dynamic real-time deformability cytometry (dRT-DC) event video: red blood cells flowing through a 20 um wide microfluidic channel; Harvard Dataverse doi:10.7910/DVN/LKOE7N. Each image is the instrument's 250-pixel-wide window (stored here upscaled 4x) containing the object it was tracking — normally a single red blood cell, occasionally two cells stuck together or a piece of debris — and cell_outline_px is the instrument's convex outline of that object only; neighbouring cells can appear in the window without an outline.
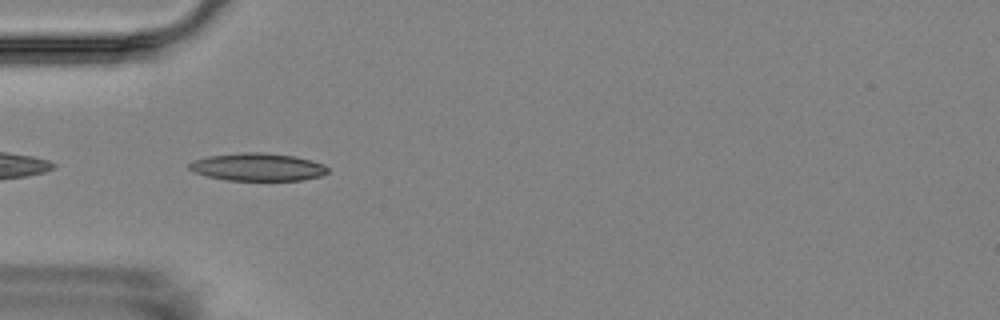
{"species": "Egyptian fruit bat (a non-hibernating species)", "species_latin": "Rousettus aegyptiacus", "temperature_condition": "room temperature", "stored_images_in_passage": 12, "camera_frame_rate_fps": 3000, "um_per_image_px": 0.085, "animal": {"sex": "female"}, "frame": {"image": 1, "passage_image": 1, "time_ms": 0.0, "image_size_px": [1000, 320], "cell_outline_px": [[328, 172], [320, 176], [304, 180], [228, 180], [208, 176], [192, 172], [188, 168], [188, 164], [192, 160], [208, 156], [240, 152], [264, 152], [296, 156], [312, 160], [324, 164], [328, 168]], "centroid_in_image_um": [21.89, 14.18], "position_along_channel_um": 63.1, "area_um2": 22.6}}
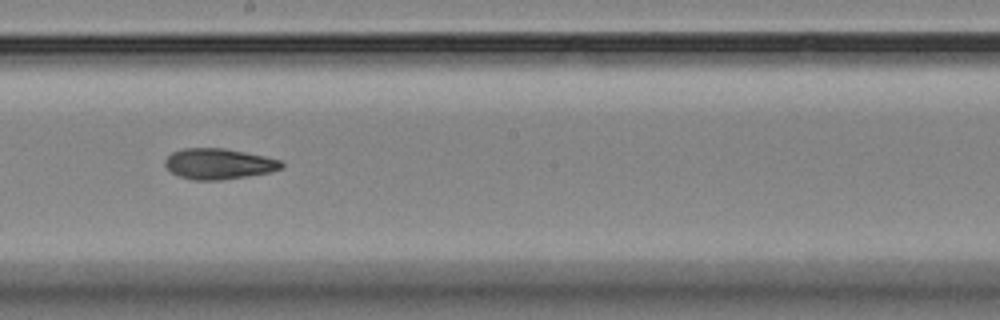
{"frame": {"image": 2, "passage_image": 5, "time_ms": 4.667, "image_size_px": [1000, 320], "cell_outline_px": [[284, 168], [268, 172], [220, 180], [192, 180], [180, 176], [172, 172], [164, 164], [164, 160], [172, 152], [184, 148], [224, 148], [264, 156], [280, 160], [284, 164]], "centroid_in_image_um": [18.58, 13.92], "position_along_channel_um": 229.6, "area_um2": 20.63}}
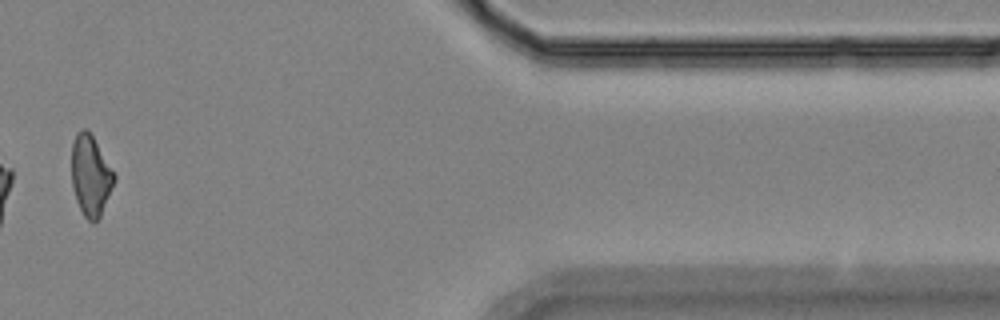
{"frame": {"image": 3, "passage_image": 10, "time_ms": 10.667, "image_size_px": [1000, 320], "cell_outline_px": [[116, 180], [100, 216], [92, 224], [84, 216], [76, 200], [72, 188], [72, 144], [76, 132], [84, 128], [92, 136], [116, 176]], "centroid_in_image_um": [7.69, 14.95], "position_along_channel_um": 403.7, "area_um2": 19.77}, "authors_computed_cell_mechanics": {"area_um2": 20.9236, "velocity_mm_per_s": 3.5941, "shape_relaxation_time_tau1_ms": null, "shape_relaxation_time_tau2_ms": 1.8678, "deformation_change_tau1": null, "deformation_change_tau2": 0.0676}}